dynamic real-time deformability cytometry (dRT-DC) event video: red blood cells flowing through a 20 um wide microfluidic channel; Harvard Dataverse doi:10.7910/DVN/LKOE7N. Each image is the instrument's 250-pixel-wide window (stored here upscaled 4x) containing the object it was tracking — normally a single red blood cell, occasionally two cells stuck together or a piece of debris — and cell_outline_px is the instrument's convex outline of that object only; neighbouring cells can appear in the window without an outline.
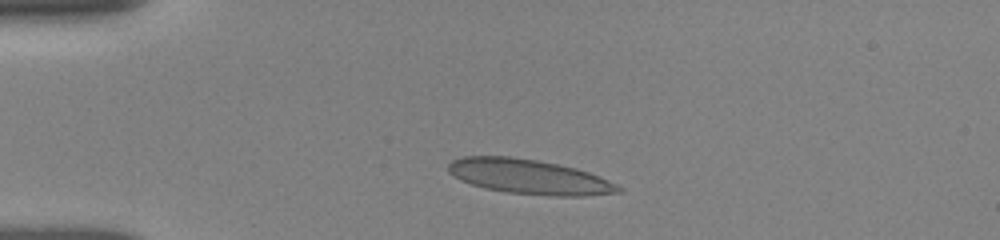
{"species": "human", "species_latin": "Homo sapiens", "temperature_condition": "room temperature", "stored_images_in_passage": 2, "camera_frame_rate_fps": 3000, "um_per_image_px": 0.085, "donor": {"sex": "female"}, "frame": {"image": 1, "passage_image": 1, "time_ms": 0.0, "image_size_px": [1000, 240], "cell_outline_px": [[624, 188], [620, 192], [584, 196], [548, 196], [504, 192], [484, 188], [460, 180], [452, 176], [448, 172], [448, 164], [452, 160], [464, 156], [512, 156], [536, 160], [576, 168], [588, 172], [608, 180]], "centroid_in_image_um": [44.95, 15.03], "position_along_channel_um": 40.1, "area_um2": 34.56}}